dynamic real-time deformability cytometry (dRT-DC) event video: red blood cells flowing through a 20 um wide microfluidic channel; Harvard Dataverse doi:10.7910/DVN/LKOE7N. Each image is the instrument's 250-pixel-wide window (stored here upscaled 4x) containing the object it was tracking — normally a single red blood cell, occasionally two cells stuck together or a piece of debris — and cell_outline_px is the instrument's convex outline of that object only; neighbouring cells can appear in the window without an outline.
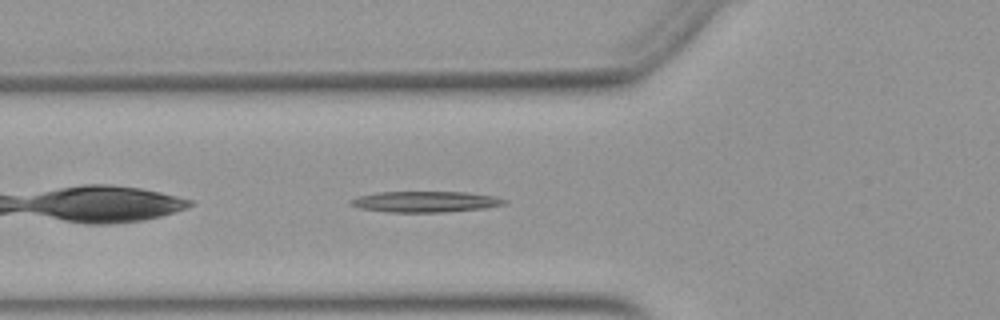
{"species": "Egyptian fruit bat (a non-hibernating species)", "species_latin": "Rousettus aegyptiacus", "temperature_condition": "warm", "stored_images_in_passage": 37, "camera_frame_rate_fps": 3000, "um_per_image_px": 0.085, "animal": {"sex": "female"}, "frame": {"image": 1, "passage_image": 4, "time_ms": 1.0, "image_size_px": [1000, 320], "cell_outline_px": [[508, 204], [484, 208], [444, 212], [388, 212], [360, 208], [348, 204], [348, 200], [360, 196], [376, 192], [468, 192], [496, 196], [508, 200]], "centroid_in_image_um": [36.18, 17.14], "position_along_channel_um": 89.6, "area_um2": 18.9}}
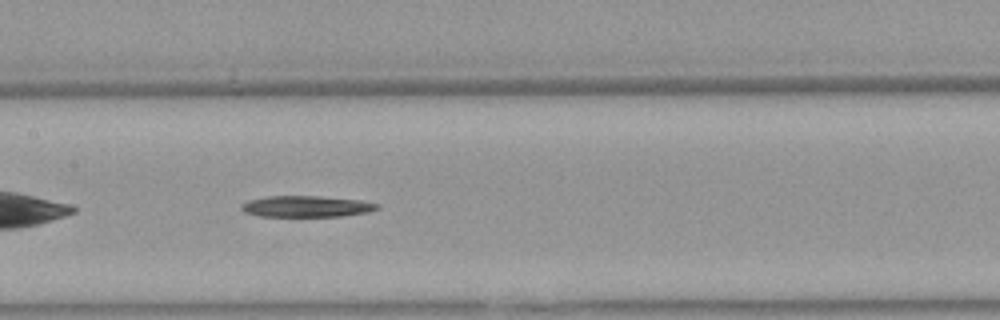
{"frame": {"image": 2, "passage_image": 11, "time_ms": 3.333, "image_size_px": [1000, 320], "cell_outline_px": [[380, 208], [368, 212], [340, 216], [260, 216], [244, 212], [240, 208], [240, 204], [248, 200], [268, 196], [320, 196], [360, 200], [380, 204]], "centroid_in_image_um": [26.03, 17.54], "position_along_channel_um": 181.4, "area_um2": 16.82}}
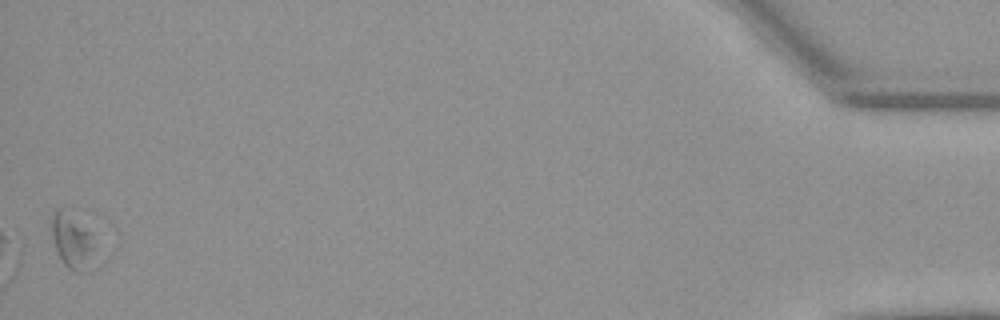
{"frame": {"image": 3, "passage_image": 37, "time_ms": 12.0, "image_size_px": [1000, 320], "cell_outline_px": [[92, 248], [80, 272], [76, 272], [68, 268], [64, 264], [56, 248], [52, 236], [48, 220], [52, 212], [56, 208], [60, 208], [92, 232]], "centroid_in_image_um": [5.99, 20.35], "position_along_channel_um": 429.2, "area_um2": 12.89}}